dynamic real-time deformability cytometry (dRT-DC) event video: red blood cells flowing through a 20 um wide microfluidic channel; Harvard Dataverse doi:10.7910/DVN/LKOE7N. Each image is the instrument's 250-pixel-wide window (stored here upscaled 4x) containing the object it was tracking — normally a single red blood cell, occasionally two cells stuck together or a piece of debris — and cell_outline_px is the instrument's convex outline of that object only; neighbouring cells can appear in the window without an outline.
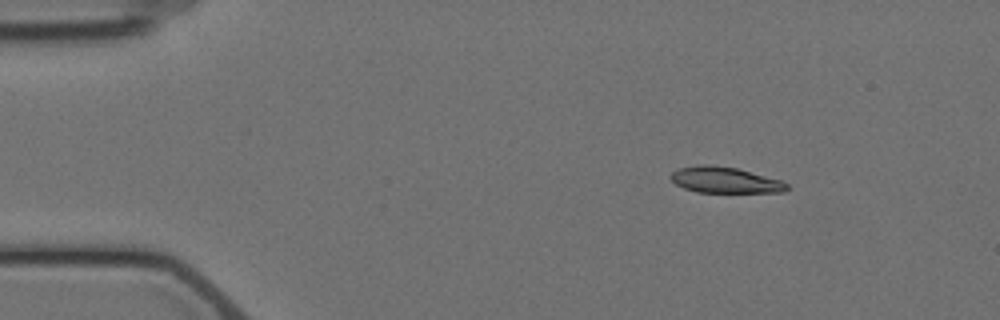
{"species": "Egyptian fruit bat (a non-hibernating species)", "species_latin": "Rousettus aegyptiacus", "temperature_condition": "cold", "stored_images_in_passage": 10, "camera_frame_rate_fps": 3000, "um_per_image_px": 0.085, "animal": {"sex": "female"}, "frame": {"image": 1, "passage_image": 1, "time_ms": 0.0, "image_size_px": [1000, 320], "cell_outline_px": [[788, 188], [784, 192], [696, 192], [684, 188], [676, 184], [668, 176], [676, 168], [700, 164], [708, 164], [736, 168], [780, 180], [788, 184]], "centroid_in_image_um": [61.56, 15.29], "position_along_channel_um": 23.4, "area_um2": 17.57}}
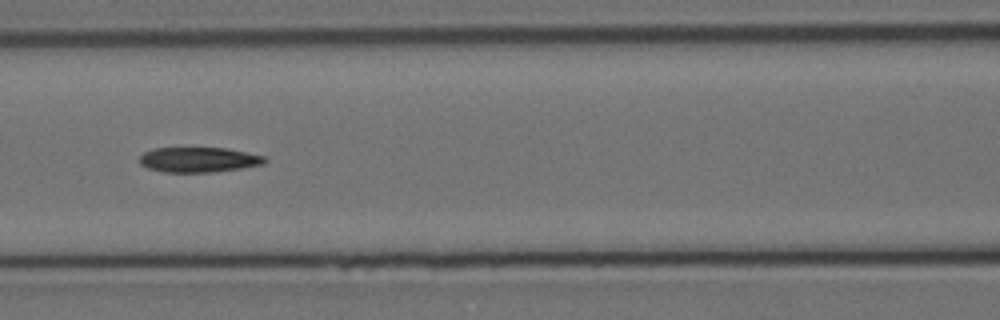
{"frame": {"image": 2, "passage_image": 6, "time_ms": 5.667, "image_size_px": [1000, 320], "cell_outline_px": [[268, 160], [264, 164], [240, 168], [212, 172], [164, 172], [148, 168], [140, 164], [140, 156], [144, 152], [156, 148], [228, 148], [264, 156]], "centroid_in_image_um": [16.9, 13.57], "position_along_channel_um": 149.7, "area_um2": 18.21}}
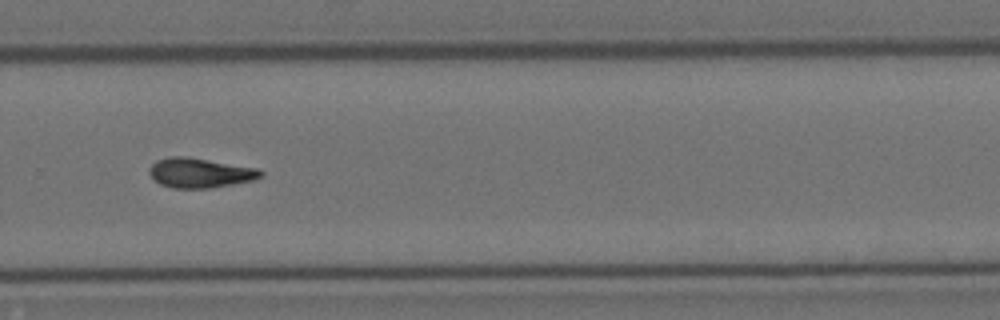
{"frame": {"image": 3, "passage_image": 10, "time_ms": 10.333, "image_size_px": [1000, 320], "cell_outline_px": [[264, 176], [256, 180], [212, 188], [172, 188], [160, 184], [148, 172], [152, 164], [156, 160], [168, 156], [188, 156], [256, 168], [264, 172]], "centroid_in_image_um": [17.03, 14.69], "position_along_channel_um": 312.8, "area_um2": 19.48}}